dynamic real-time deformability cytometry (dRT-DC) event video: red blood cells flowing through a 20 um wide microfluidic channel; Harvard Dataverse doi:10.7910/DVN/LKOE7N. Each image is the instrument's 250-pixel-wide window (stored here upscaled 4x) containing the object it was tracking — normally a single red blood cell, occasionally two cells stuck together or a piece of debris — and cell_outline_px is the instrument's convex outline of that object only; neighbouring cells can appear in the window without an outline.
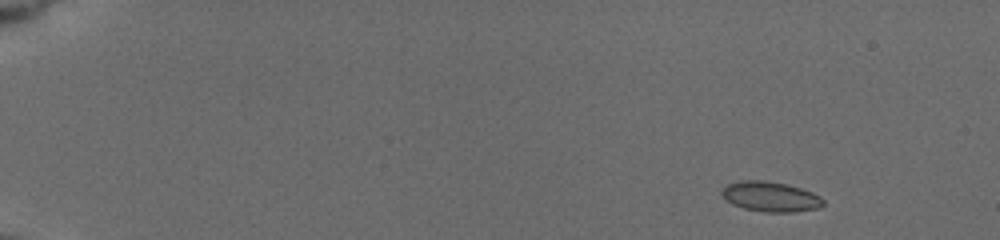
{"species": "common noctule bat (a hibernating species)", "species_latin": "Nyctalus noctula", "temperature_condition": "cold", "stored_images_in_passage": 26, "camera_frame_rate_fps": 3000, "um_per_image_px": 0.085, "animal": {"sex": "female", "body_mass_g": 19.5, "forearm_length_mm": 54.1}, "frame": {"image": 1, "passage_image": 1, "time_ms": 0.0, "image_size_px": [1000, 240], "cell_outline_px": [[824, 204], [816, 208], [792, 212], [764, 212], [744, 208], [732, 204], [720, 192], [728, 184], [740, 180], [764, 180], [784, 184], [800, 188], [812, 192], [820, 196], [824, 200]], "centroid_in_image_um": [65.49, 16.71], "position_along_channel_um": 19.5, "area_um2": 17.51}}
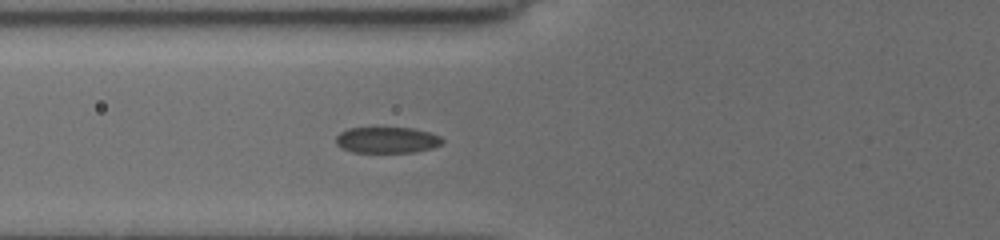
{"frame": {"image": 2, "passage_image": 15, "time_ms": 5.667, "image_size_px": [1000, 240], "cell_outline_px": [[444, 140], [440, 144], [432, 148], [412, 152], [352, 152], [340, 148], [336, 144], [336, 136], [340, 132], [348, 128], [412, 128], [428, 132], [440, 136]], "centroid_in_image_um": [32.86, 11.9], "position_along_channel_um": 92.9, "area_um2": 16.13}}
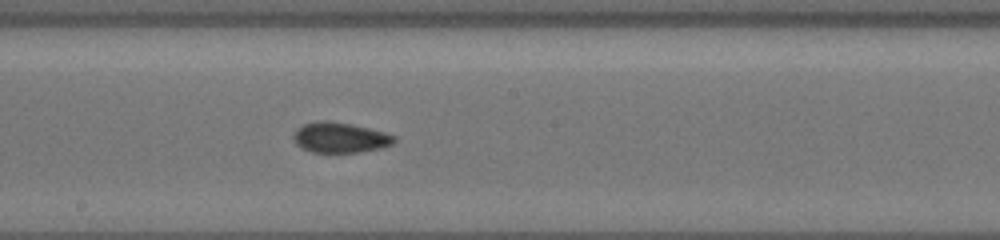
{"frame": {"image": 3, "passage_image": 25, "time_ms": 9.0, "image_size_px": [1000, 240], "cell_outline_px": [[396, 140], [392, 144], [380, 148], [356, 152], [312, 152], [296, 144], [292, 136], [296, 128], [304, 124], [320, 120], [328, 120], [352, 124], [384, 132], [396, 136]], "centroid_in_image_um": [28.89, 11.68], "position_along_channel_um": 219.3, "area_um2": 17.74}}